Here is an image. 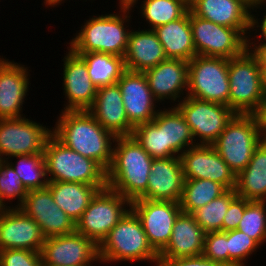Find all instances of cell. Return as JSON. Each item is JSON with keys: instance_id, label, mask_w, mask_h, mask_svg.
I'll list each match as a JSON object with an SVG mask.
<instances>
[{"instance_id": "e0dca14e", "label": "cell", "mask_w": 266, "mask_h": 266, "mask_svg": "<svg viewBox=\"0 0 266 266\" xmlns=\"http://www.w3.org/2000/svg\"><path fill=\"white\" fill-rule=\"evenodd\" d=\"M189 10L205 20L237 29L247 40L255 28L256 17L241 0H189Z\"/></svg>"}, {"instance_id": "8992f818", "label": "cell", "mask_w": 266, "mask_h": 266, "mask_svg": "<svg viewBox=\"0 0 266 266\" xmlns=\"http://www.w3.org/2000/svg\"><path fill=\"white\" fill-rule=\"evenodd\" d=\"M228 106L236 114H253L264 101L263 73L257 58L247 48L228 59Z\"/></svg>"}, {"instance_id": "83f0119b", "label": "cell", "mask_w": 266, "mask_h": 266, "mask_svg": "<svg viewBox=\"0 0 266 266\" xmlns=\"http://www.w3.org/2000/svg\"><path fill=\"white\" fill-rule=\"evenodd\" d=\"M107 186L86 185L74 182H49L53 200L76 224L96 193Z\"/></svg>"}, {"instance_id": "f35d334b", "label": "cell", "mask_w": 266, "mask_h": 266, "mask_svg": "<svg viewBox=\"0 0 266 266\" xmlns=\"http://www.w3.org/2000/svg\"><path fill=\"white\" fill-rule=\"evenodd\" d=\"M259 244L248 235L235 229L228 231V266H246L247 258L258 248ZM244 261V262H243Z\"/></svg>"}, {"instance_id": "cb8c5ba5", "label": "cell", "mask_w": 266, "mask_h": 266, "mask_svg": "<svg viewBox=\"0 0 266 266\" xmlns=\"http://www.w3.org/2000/svg\"><path fill=\"white\" fill-rule=\"evenodd\" d=\"M88 111L115 137L132 136L134 128L126 116L122 92L117 83L97 88L95 101Z\"/></svg>"}, {"instance_id": "44dd1931", "label": "cell", "mask_w": 266, "mask_h": 266, "mask_svg": "<svg viewBox=\"0 0 266 266\" xmlns=\"http://www.w3.org/2000/svg\"><path fill=\"white\" fill-rule=\"evenodd\" d=\"M8 60L0 58V119L24 117L21 113L29 91L28 67Z\"/></svg>"}, {"instance_id": "9a60e30c", "label": "cell", "mask_w": 266, "mask_h": 266, "mask_svg": "<svg viewBox=\"0 0 266 266\" xmlns=\"http://www.w3.org/2000/svg\"><path fill=\"white\" fill-rule=\"evenodd\" d=\"M184 179H207L235 189L236 175L212 145L189 147L180 156Z\"/></svg>"}, {"instance_id": "f6af8a7d", "label": "cell", "mask_w": 266, "mask_h": 266, "mask_svg": "<svg viewBox=\"0 0 266 266\" xmlns=\"http://www.w3.org/2000/svg\"><path fill=\"white\" fill-rule=\"evenodd\" d=\"M253 115L256 118L261 138L266 141V97Z\"/></svg>"}, {"instance_id": "f907efd6", "label": "cell", "mask_w": 266, "mask_h": 266, "mask_svg": "<svg viewBox=\"0 0 266 266\" xmlns=\"http://www.w3.org/2000/svg\"><path fill=\"white\" fill-rule=\"evenodd\" d=\"M262 73H263V88L266 93V68H261Z\"/></svg>"}, {"instance_id": "ba28073f", "label": "cell", "mask_w": 266, "mask_h": 266, "mask_svg": "<svg viewBox=\"0 0 266 266\" xmlns=\"http://www.w3.org/2000/svg\"><path fill=\"white\" fill-rule=\"evenodd\" d=\"M228 59L196 55L188 61L187 96L228 105Z\"/></svg>"}, {"instance_id": "681fc988", "label": "cell", "mask_w": 266, "mask_h": 266, "mask_svg": "<svg viewBox=\"0 0 266 266\" xmlns=\"http://www.w3.org/2000/svg\"><path fill=\"white\" fill-rule=\"evenodd\" d=\"M44 5L48 8V6L56 7L57 5H61L64 3V0H44Z\"/></svg>"}, {"instance_id": "8fae6325", "label": "cell", "mask_w": 266, "mask_h": 266, "mask_svg": "<svg viewBox=\"0 0 266 266\" xmlns=\"http://www.w3.org/2000/svg\"><path fill=\"white\" fill-rule=\"evenodd\" d=\"M190 25L196 55L234 58L248 48V40L235 28H230L194 15Z\"/></svg>"}, {"instance_id": "d6a6232c", "label": "cell", "mask_w": 266, "mask_h": 266, "mask_svg": "<svg viewBox=\"0 0 266 266\" xmlns=\"http://www.w3.org/2000/svg\"><path fill=\"white\" fill-rule=\"evenodd\" d=\"M140 13L149 23L148 29L181 18L189 10V0H143Z\"/></svg>"}, {"instance_id": "1f68e13d", "label": "cell", "mask_w": 266, "mask_h": 266, "mask_svg": "<svg viewBox=\"0 0 266 266\" xmlns=\"http://www.w3.org/2000/svg\"><path fill=\"white\" fill-rule=\"evenodd\" d=\"M226 189L217 182L207 179H185L179 201L182 212L193 214L213 199L222 195Z\"/></svg>"}, {"instance_id": "52a82bcc", "label": "cell", "mask_w": 266, "mask_h": 266, "mask_svg": "<svg viewBox=\"0 0 266 266\" xmlns=\"http://www.w3.org/2000/svg\"><path fill=\"white\" fill-rule=\"evenodd\" d=\"M262 141L254 115L236 114L212 146L237 176Z\"/></svg>"}, {"instance_id": "ac0fdd59", "label": "cell", "mask_w": 266, "mask_h": 266, "mask_svg": "<svg viewBox=\"0 0 266 266\" xmlns=\"http://www.w3.org/2000/svg\"><path fill=\"white\" fill-rule=\"evenodd\" d=\"M45 239L39 225L19 208L0 209V250L40 252Z\"/></svg>"}, {"instance_id": "ab89813d", "label": "cell", "mask_w": 266, "mask_h": 266, "mask_svg": "<svg viewBox=\"0 0 266 266\" xmlns=\"http://www.w3.org/2000/svg\"><path fill=\"white\" fill-rule=\"evenodd\" d=\"M202 255L213 262L228 266V231L207 232Z\"/></svg>"}, {"instance_id": "d590c367", "label": "cell", "mask_w": 266, "mask_h": 266, "mask_svg": "<svg viewBox=\"0 0 266 266\" xmlns=\"http://www.w3.org/2000/svg\"><path fill=\"white\" fill-rule=\"evenodd\" d=\"M237 230L262 246L266 242V201H250Z\"/></svg>"}, {"instance_id": "484cf974", "label": "cell", "mask_w": 266, "mask_h": 266, "mask_svg": "<svg viewBox=\"0 0 266 266\" xmlns=\"http://www.w3.org/2000/svg\"><path fill=\"white\" fill-rule=\"evenodd\" d=\"M123 58L127 71L141 73L167 59L163 46L152 29L131 30Z\"/></svg>"}, {"instance_id": "e575fe53", "label": "cell", "mask_w": 266, "mask_h": 266, "mask_svg": "<svg viewBox=\"0 0 266 266\" xmlns=\"http://www.w3.org/2000/svg\"><path fill=\"white\" fill-rule=\"evenodd\" d=\"M237 196L235 189H227L222 195L193 213L197 224L205 233L222 231L225 214Z\"/></svg>"}, {"instance_id": "d4e9b609", "label": "cell", "mask_w": 266, "mask_h": 266, "mask_svg": "<svg viewBox=\"0 0 266 266\" xmlns=\"http://www.w3.org/2000/svg\"><path fill=\"white\" fill-rule=\"evenodd\" d=\"M206 233L197 224L193 214L181 212L175 220L167 246L159 258H183L203 254Z\"/></svg>"}, {"instance_id": "f1b7e54d", "label": "cell", "mask_w": 266, "mask_h": 266, "mask_svg": "<svg viewBox=\"0 0 266 266\" xmlns=\"http://www.w3.org/2000/svg\"><path fill=\"white\" fill-rule=\"evenodd\" d=\"M153 121L163 129L164 147H168V158L180 156L189 147L197 145L189 125L176 106L166 110L159 109Z\"/></svg>"}, {"instance_id": "9c48e42d", "label": "cell", "mask_w": 266, "mask_h": 266, "mask_svg": "<svg viewBox=\"0 0 266 266\" xmlns=\"http://www.w3.org/2000/svg\"><path fill=\"white\" fill-rule=\"evenodd\" d=\"M130 207L131 201L118 192L109 187L101 189L76 222L75 230L99 245Z\"/></svg>"}, {"instance_id": "ee69618b", "label": "cell", "mask_w": 266, "mask_h": 266, "mask_svg": "<svg viewBox=\"0 0 266 266\" xmlns=\"http://www.w3.org/2000/svg\"><path fill=\"white\" fill-rule=\"evenodd\" d=\"M258 33L259 35L255 34V38L258 36L257 38L259 39H256L257 43L254 41L252 42L250 38L248 39V49L257 58L260 68H266V36L262 35L260 32Z\"/></svg>"}, {"instance_id": "8d00e7d4", "label": "cell", "mask_w": 266, "mask_h": 266, "mask_svg": "<svg viewBox=\"0 0 266 266\" xmlns=\"http://www.w3.org/2000/svg\"><path fill=\"white\" fill-rule=\"evenodd\" d=\"M27 192L12 165L7 160H2L0 162V209L13 208V206H6V201L12 202L15 198L18 204L14 208H18Z\"/></svg>"}, {"instance_id": "6da1fadb", "label": "cell", "mask_w": 266, "mask_h": 266, "mask_svg": "<svg viewBox=\"0 0 266 266\" xmlns=\"http://www.w3.org/2000/svg\"><path fill=\"white\" fill-rule=\"evenodd\" d=\"M52 134L66 147L96 161L105 171L110 167L115 136L88 110L62 111Z\"/></svg>"}, {"instance_id": "7bdbcfd3", "label": "cell", "mask_w": 266, "mask_h": 266, "mask_svg": "<svg viewBox=\"0 0 266 266\" xmlns=\"http://www.w3.org/2000/svg\"><path fill=\"white\" fill-rule=\"evenodd\" d=\"M156 266H224L220 263L213 262L203 255L183 257V258H158Z\"/></svg>"}, {"instance_id": "ffe728a7", "label": "cell", "mask_w": 266, "mask_h": 266, "mask_svg": "<svg viewBox=\"0 0 266 266\" xmlns=\"http://www.w3.org/2000/svg\"><path fill=\"white\" fill-rule=\"evenodd\" d=\"M117 84L130 125L135 128L151 122L159 111L156 109L159 102L153 97L145 74L126 70Z\"/></svg>"}, {"instance_id": "c3c4849f", "label": "cell", "mask_w": 266, "mask_h": 266, "mask_svg": "<svg viewBox=\"0 0 266 266\" xmlns=\"http://www.w3.org/2000/svg\"><path fill=\"white\" fill-rule=\"evenodd\" d=\"M138 0H119V5L118 6H130L133 8L134 6L136 7Z\"/></svg>"}, {"instance_id": "5bb4252c", "label": "cell", "mask_w": 266, "mask_h": 266, "mask_svg": "<svg viewBox=\"0 0 266 266\" xmlns=\"http://www.w3.org/2000/svg\"><path fill=\"white\" fill-rule=\"evenodd\" d=\"M40 254L42 266H93V261L100 263L98 245L76 230L46 238Z\"/></svg>"}, {"instance_id": "836d02e7", "label": "cell", "mask_w": 266, "mask_h": 266, "mask_svg": "<svg viewBox=\"0 0 266 266\" xmlns=\"http://www.w3.org/2000/svg\"><path fill=\"white\" fill-rule=\"evenodd\" d=\"M18 160L14 164L12 160H7L20 177L23 186L27 191L42 189L48 186L46 162L44 153L35 155H18L13 158ZM11 161V162H10Z\"/></svg>"}, {"instance_id": "277c9868", "label": "cell", "mask_w": 266, "mask_h": 266, "mask_svg": "<svg viewBox=\"0 0 266 266\" xmlns=\"http://www.w3.org/2000/svg\"><path fill=\"white\" fill-rule=\"evenodd\" d=\"M100 263L143 261L155 263L159 255L150 246L137 215L130 209L98 245Z\"/></svg>"}, {"instance_id": "f546056e", "label": "cell", "mask_w": 266, "mask_h": 266, "mask_svg": "<svg viewBox=\"0 0 266 266\" xmlns=\"http://www.w3.org/2000/svg\"><path fill=\"white\" fill-rule=\"evenodd\" d=\"M235 191L250 201H266V141L260 143L249 164L236 176Z\"/></svg>"}, {"instance_id": "bcb514c9", "label": "cell", "mask_w": 266, "mask_h": 266, "mask_svg": "<svg viewBox=\"0 0 266 266\" xmlns=\"http://www.w3.org/2000/svg\"><path fill=\"white\" fill-rule=\"evenodd\" d=\"M265 15H263L262 17V20L259 22L258 20V17L255 18V28L254 29L257 33V30L262 34V35H265L266 36V13H264ZM260 24V25H259ZM258 28V29H257Z\"/></svg>"}, {"instance_id": "7c38bea8", "label": "cell", "mask_w": 266, "mask_h": 266, "mask_svg": "<svg viewBox=\"0 0 266 266\" xmlns=\"http://www.w3.org/2000/svg\"><path fill=\"white\" fill-rule=\"evenodd\" d=\"M42 125L25 116L0 119V159L43 153L52 128Z\"/></svg>"}, {"instance_id": "74e56055", "label": "cell", "mask_w": 266, "mask_h": 266, "mask_svg": "<svg viewBox=\"0 0 266 266\" xmlns=\"http://www.w3.org/2000/svg\"><path fill=\"white\" fill-rule=\"evenodd\" d=\"M132 136L153 159L168 158V147H164L163 129L153 120L135 127Z\"/></svg>"}, {"instance_id": "60d3db41", "label": "cell", "mask_w": 266, "mask_h": 266, "mask_svg": "<svg viewBox=\"0 0 266 266\" xmlns=\"http://www.w3.org/2000/svg\"><path fill=\"white\" fill-rule=\"evenodd\" d=\"M0 266H42L41 254L26 249L0 250Z\"/></svg>"}, {"instance_id": "5b68a950", "label": "cell", "mask_w": 266, "mask_h": 266, "mask_svg": "<svg viewBox=\"0 0 266 266\" xmlns=\"http://www.w3.org/2000/svg\"><path fill=\"white\" fill-rule=\"evenodd\" d=\"M43 153L49 182L107 186L106 171L96 161L66 147L53 134L48 138Z\"/></svg>"}, {"instance_id": "7a4b0ae2", "label": "cell", "mask_w": 266, "mask_h": 266, "mask_svg": "<svg viewBox=\"0 0 266 266\" xmlns=\"http://www.w3.org/2000/svg\"><path fill=\"white\" fill-rule=\"evenodd\" d=\"M153 158L133 136L116 137L112 162L106 171L107 187L131 202L146 190Z\"/></svg>"}, {"instance_id": "7dc6e473", "label": "cell", "mask_w": 266, "mask_h": 266, "mask_svg": "<svg viewBox=\"0 0 266 266\" xmlns=\"http://www.w3.org/2000/svg\"><path fill=\"white\" fill-rule=\"evenodd\" d=\"M243 3H245L252 11H254V9H260V6L262 8V6L266 5V0H241Z\"/></svg>"}, {"instance_id": "d6986e66", "label": "cell", "mask_w": 266, "mask_h": 266, "mask_svg": "<svg viewBox=\"0 0 266 266\" xmlns=\"http://www.w3.org/2000/svg\"><path fill=\"white\" fill-rule=\"evenodd\" d=\"M68 50L62 59V86L67 102L61 111L89 110L95 101L97 87L90 80L84 59L70 48Z\"/></svg>"}, {"instance_id": "4fadbf2b", "label": "cell", "mask_w": 266, "mask_h": 266, "mask_svg": "<svg viewBox=\"0 0 266 266\" xmlns=\"http://www.w3.org/2000/svg\"><path fill=\"white\" fill-rule=\"evenodd\" d=\"M130 209L137 215L153 250L159 254L168 244L173 226L182 212L173 201L136 199Z\"/></svg>"}, {"instance_id": "7402d4cb", "label": "cell", "mask_w": 266, "mask_h": 266, "mask_svg": "<svg viewBox=\"0 0 266 266\" xmlns=\"http://www.w3.org/2000/svg\"><path fill=\"white\" fill-rule=\"evenodd\" d=\"M144 74L153 97L158 102L161 103L166 99L173 100V103L177 99V102H181L185 98L182 96L185 94L187 96L188 61L166 59L153 68L146 70Z\"/></svg>"}, {"instance_id": "4dcf8cb0", "label": "cell", "mask_w": 266, "mask_h": 266, "mask_svg": "<svg viewBox=\"0 0 266 266\" xmlns=\"http://www.w3.org/2000/svg\"><path fill=\"white\" fill-rule=\"evenodd\" d=\"M87 64L90 80L97 87L117 83L126 71L124 58L110 53H76Z\"/></svg>"}, {"instance_id": "4316f807", "label": "cell", "mask_w": 266, "mask_h": 266, "mask_svg": "<svg viewBox=\"0 0 266 266\" xmlns=\"http://www.w3.org/2000/svg\"><path fill=\"white\" fill-rule=\"evenodd\" d=\"M167 59L191 61L196 56L190 25V10L181 18L153 29Z\"/></svg>"}, {"instance_id": "603a6c76", "label": "cell", "mask_w": 266, "mask_h": 266, "mask_svg": "<svg viewBox=\"0 0 266 266\" xmlns=\"http://www.w3.org/2000/svg\"><path fill=\"white\" fill-rule=\"evenodd\" d=\"M184 175L179 156L153 159L147 190L138 199L179 203L184 187Z\"/></svg>"}, {"instance_id": "30bf717a", "label": "cell", "mask_w": 266, "mask_h": 266, "mask_svg": "<svg viewBox=\"0 0 266 266\" xmlns=\"http://www.w3.org/2000/svg\"><path fill=\"white\" fill-rule=\"evenodd\" d=\"M184 97L175 106L189 125L195 143L199 140L197 145H212L236 113L228 105Z\"/></svg>"}, {"instance_id": "3957f363", "label": "cell", "mask_w": 266, "mask_h": 266, "mask_svg": "<svg viewBox=\"0 0 266 266\" xmlns=\"http://www.w3.org/2000/svg\"><path fill=\"white\" fill-rule=\"evenodd\" d=\"M119 7V14L113 12L89 18L75 34L76 36L72 37L67 48L75 53L98 52L124 57L131 31L126 29L129 27L126 23L130 21L132 8Z\"/></svg>"}, {"instance_id": "b9f144b4", "label": "cell", "mask_w": 266, "mask_h": 266, "mask_svg": "<svg viewBox=\"0 0 266 266\" xmlns=\"http://www.w3.org/2000/svg\"><path fill=\"white\" fill-rule=\"evenodd\" d=\"M250 202L245 198L237 196L229 205L223 220L222 232L235 230L243 217L246 205Z\"/></svg>"}, {"instance_id": "2e32d148", "label": "cell", "mask_w": 266, "mask_h": 266, "mask_svg": "<svg viewBox=\"0 0 266 266\" xmlns=\"http://www.w3.org/2000/svg\"><path fill=\"white\" fill-rule=\"evenodd\" d=\"M18 208L39 225L45 238L75 231V223L55 203L47 187L28 191Z\"/></svg>"}]
</instances>
